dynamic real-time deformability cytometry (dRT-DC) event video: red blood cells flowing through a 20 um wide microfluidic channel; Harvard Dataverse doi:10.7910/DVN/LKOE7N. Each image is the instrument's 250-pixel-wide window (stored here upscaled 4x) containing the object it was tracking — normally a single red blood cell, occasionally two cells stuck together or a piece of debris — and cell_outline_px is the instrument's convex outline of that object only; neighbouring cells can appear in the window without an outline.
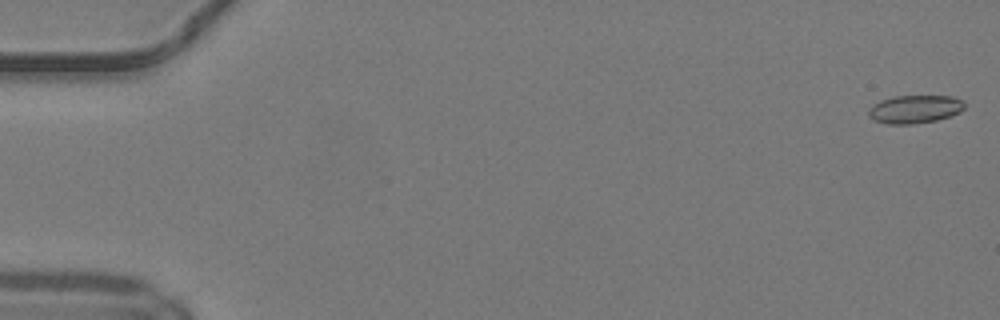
{"species": "common noctule bat (a hibernating species)", "species_latin": "Nyctalus noctula", "temperature_condition": "warm", "stored_images_in_passage": 50, "camera_frame_rate_fps": 3000, "um_per_image_px": 0.085, "animal": {"sex": "male", "body_mass_g": 19.2, "forearm_length_mm": 51.8}, "frame": {"image": 1, "passage_image": 1, "time_ms": 0.0, "image_size_px": [1000, 320], "cell_outline_px": [[964, 108], [960, 112], [936, 120], [912, 124], [888, 124], [872, 120], [868, 116], [868, 108], [872, 104], [880, 100], [892, 96], [952, 96], [964, 100]], "centroid_in_image_um": [77.71, 9.27], "position_along_channel_um": 7.3, "area_um2": 15.9}}
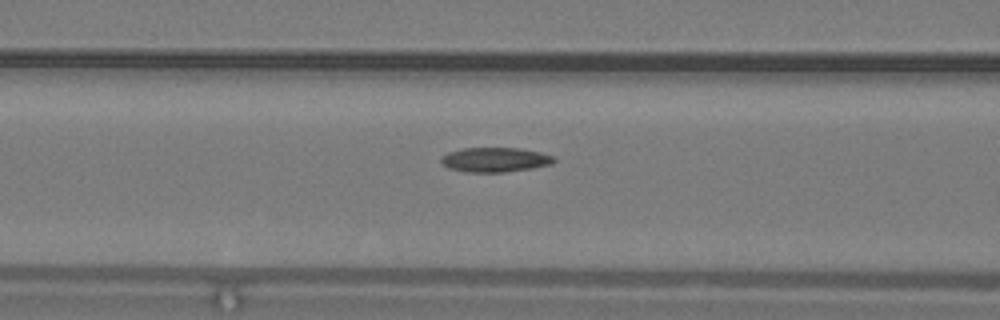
{"frame": {"image": 2, "passage_image": 21, "time_ms": 6.667, "image_size_px": [1000, 320], "cell_outline_px": [[556, 160], [552, 164], [532, 168], [504, 172], [464, 172], [448, 168], [440, 160], [440, 156], [448, 152], [460, 148], [520, 148], [540, 152], [556, 156]], "centroid_in_image_um": [42.08, 13.57], "position_along_channel_um": 124.5, "area_um2": 16.36}}
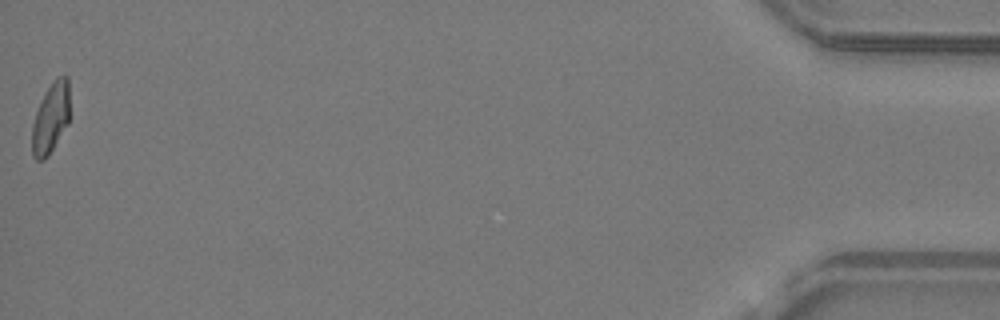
{"frame": {"image": 3, "passage_image": 50, "time_ms": 16.333, "image_size_px": [1000, 320], "cell_outline_px": [[68, 124], [48, 156], [44, 160], [36, 160], [32, 156], [32, 124], [36, 112], [52, 80], [56, 76], [68, 76]], "centroid_in_image_um": [4.3, 10.06], "position_along_channel_um": 430.9, "area_um2": 15.26}, "authors_computed_cell_mechanics": {"area_um2": 16.0395, "velocity_mm_per_s": 4.2102, "shape_relaxation_time_tau1_ms": null, "shape_relaxation_time_tau2_ms": 4.1727, "deformation_change_tau1": null, "deformation_change_tau2": 0.1167}}